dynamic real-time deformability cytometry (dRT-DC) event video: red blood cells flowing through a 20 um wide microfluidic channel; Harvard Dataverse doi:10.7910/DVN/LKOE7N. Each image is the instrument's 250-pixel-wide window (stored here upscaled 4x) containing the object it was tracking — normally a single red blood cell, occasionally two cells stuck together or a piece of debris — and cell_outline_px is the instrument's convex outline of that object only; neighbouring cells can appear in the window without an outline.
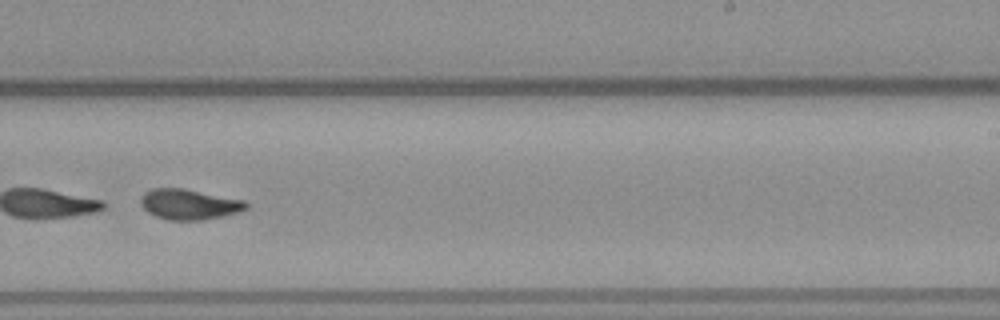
{"species": "common noctule bat (a hibernating species)", "species_latin": "Nyctalus noctula", "temperature_condition": "warm", "stored_images_in_passage": 40, "camera_frame_rate_fps": 3000, "um_per_image_px": 0.085, "animal": {"sex": "male", "body_mass_g": 23.1, "forearm_length_mm": 52.7}, "frame": {"image": 1, "passage_image": 23, "time_ms": 7.333, "image_size_px": [1000, 320], "cell_outline_px": [[248, 208], [240, 212], [224, 216], [204, 220], [168, 220], [156, 216], [148, 212], [140, 204], [140, 196], [144, 192], [152, 188], [184, 188], [244, 200], [248, 204]], "centroid_in_image_um": [16.08, 17.36], "position_along_channel_um": 272.9, "area_um2": 18.9}, "authors_computed_cell_mechanics": {"area_um2": 18.4093, "velocity_mm_per_s": 3.8284, "shape_relaxation_time_tau1_ms": 1.883, "shape_relaxation_time_tau2_ms": 2.3817, "deformation_change_tau1": 0.2879, "deformation_change_tau2": 0.0845}}